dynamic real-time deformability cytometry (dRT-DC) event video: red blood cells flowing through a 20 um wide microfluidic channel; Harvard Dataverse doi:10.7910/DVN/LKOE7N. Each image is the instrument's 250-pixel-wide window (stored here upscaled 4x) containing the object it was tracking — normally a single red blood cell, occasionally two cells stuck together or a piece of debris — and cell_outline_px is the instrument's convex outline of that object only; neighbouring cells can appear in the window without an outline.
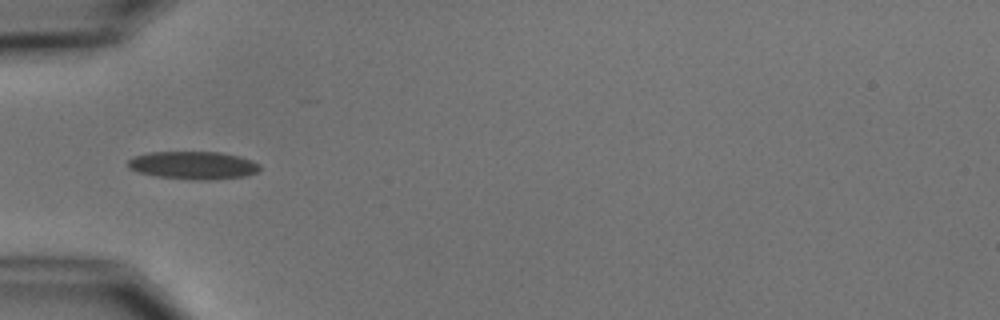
{"species": "common noctule bat (a hibernating species)", "species_latin": "Nyctalus noctula", "temperature_condition": "cold", "stored_images_in_passage": 6, "camera_frame_rate_fps": 3000, "um_per_image_px": 0.085, "animal": {"sex": "male", "body_mass_g": 15.6}, "frame": {"image": 1, "passage_image": 5, "time_ms": 4.667, "image_size_px": [1000, 320], "cell_outline_px": [[260, 168], [256, 172], [244, 176], [212, 180], [188, 180], [156, 176], [136, 172], [128, 168], [128, 160], [132, 156], [148, 152], [220, 152], [240, 156], [252, 160], [260, 164]], "centroid_in_image_um": [16.39, 14.05], "position_along_channel_um": 68.6, "area_um2": 21.73}}